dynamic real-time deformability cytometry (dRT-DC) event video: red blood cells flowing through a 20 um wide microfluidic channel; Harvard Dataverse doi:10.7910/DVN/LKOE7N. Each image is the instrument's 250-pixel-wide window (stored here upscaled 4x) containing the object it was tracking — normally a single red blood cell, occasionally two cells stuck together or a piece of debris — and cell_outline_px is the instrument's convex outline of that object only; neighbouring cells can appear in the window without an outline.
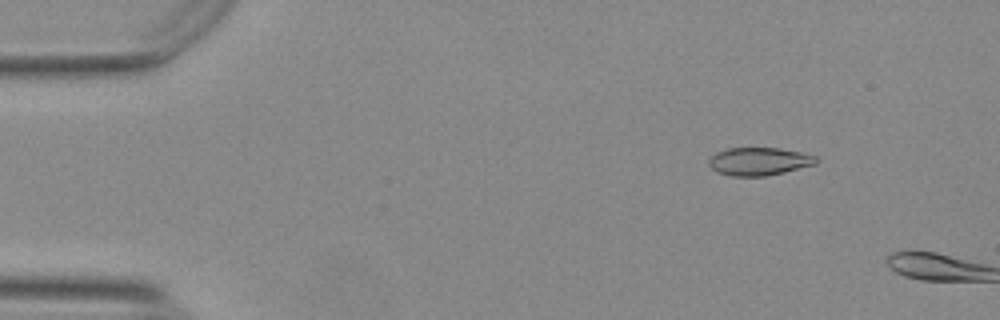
{"species": "Egyptian fruit bat (a non-hibernating species)", "species_latin": "Rousettus aegyptiacus", "temperature_condition": "warm", "stored_images_in_passage": 9, "camera_frame_rate_fps": 3000, "um_per_image_px": 0.085, "animal": {"sex": "female"}, "frame": {"image": 1, "passage_image": 7, "time_ms": 2.0, "image_size_px": [1000, 320], "cell_outline_px": [[820, 160], [816, 164], [784, 172], [764, 176], [732, 176], [716, 172], [708, 164], [708, 160], [716, 152], [728, 148], [776, 148], [800, 152], [816, 156]], "centroid_in_image_um": [64.51, 13.72], "position_along_channel_um": 20.5, "area_um2": 17.46}}